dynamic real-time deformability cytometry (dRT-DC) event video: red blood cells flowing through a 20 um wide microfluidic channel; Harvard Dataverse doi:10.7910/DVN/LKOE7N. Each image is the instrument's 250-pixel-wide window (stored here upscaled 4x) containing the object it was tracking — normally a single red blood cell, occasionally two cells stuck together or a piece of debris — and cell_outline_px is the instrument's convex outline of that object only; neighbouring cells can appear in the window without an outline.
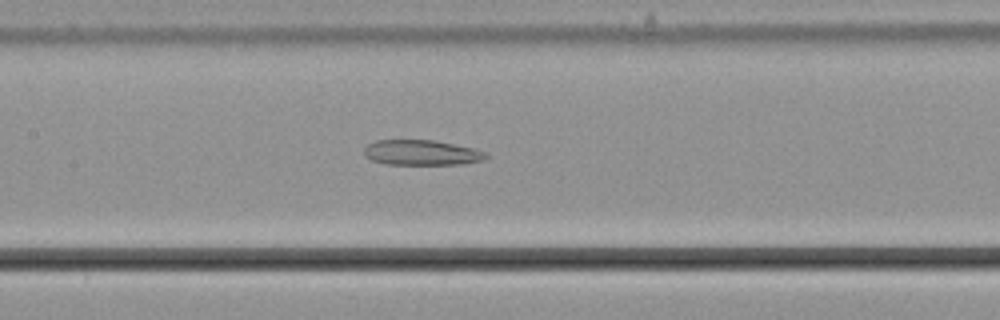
{"species": "common noctule bat (a hibernating species)", "species_latin": "Nyctalus noctula", "temperature_condition": "cold", "stored_images_in_passage": 33, "camera_frame_rate_fps": 3000, "um_per_image_px": 0.085, "animal": {"sex": "male", "body_mass_g": 21.5, "forearm_length_mm": 52.0}, "frame": {"image": 1, "passage_image": 18, "time_ms": 5.667, "image_size_px": [1000, 320], "cell_outline_px": [[488, 156], [480, 160], [460, 164], [384, 164], [372, 160], [364, 156], [364, 148], [368, 144], [376, 140], [432, 140], [472, 148], [484, 152]], "centroid_in_image_um": [35.75, 12.97], "position_along_channel_um": 171.7, "area_um2": 17.63}}
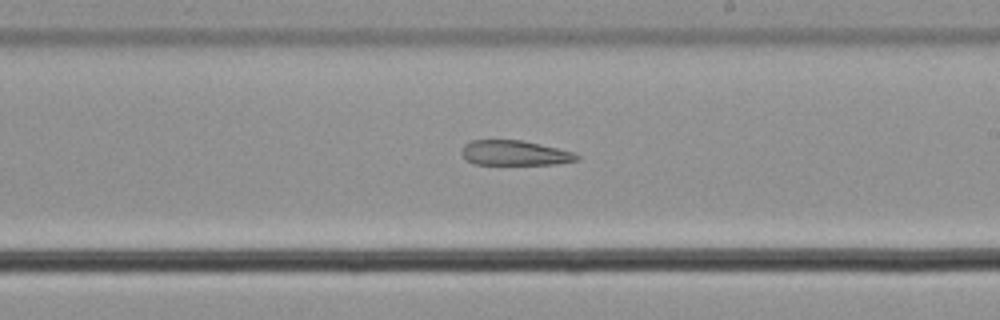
{"frame": {"image": 2, "passage_image": 24, "time_ms": 7.667, "image_size_px": [1000, 320], "cell_outline_px": [[580, 160], [556, 164], [472, 164], [460, 152], [464, 144], [472, 140], [520, 140], [556, 148], [572, 152], [580, 156]], "centroid_in_image_um": [43.73, 13.01], "position_along_channel_um": 245.3, "area_um2": 16.59}}
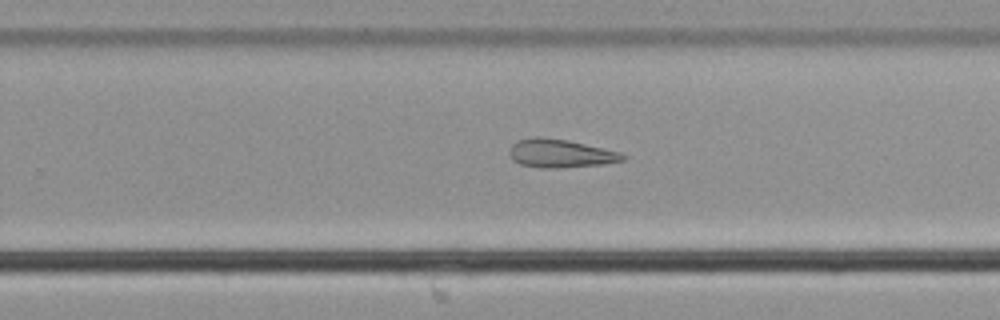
{"frame": {"image": 3, "passage_image": 27, "time_ms": 8.667, "image_size_px": [1000, 320], "cell_outline_px": [[628, 156], [624, 160], [604, 164], [552, 168], [540, 168], [520, 164], [512, 160], [508, 152], [512, 144], [516, 140], [536, 136], [540, 136], [568, 140], [620, 152]], "centroid_in_image_um": [47.6, 13.03], "position_along_channel_um": 282.2, "area_um2": 18.84}}